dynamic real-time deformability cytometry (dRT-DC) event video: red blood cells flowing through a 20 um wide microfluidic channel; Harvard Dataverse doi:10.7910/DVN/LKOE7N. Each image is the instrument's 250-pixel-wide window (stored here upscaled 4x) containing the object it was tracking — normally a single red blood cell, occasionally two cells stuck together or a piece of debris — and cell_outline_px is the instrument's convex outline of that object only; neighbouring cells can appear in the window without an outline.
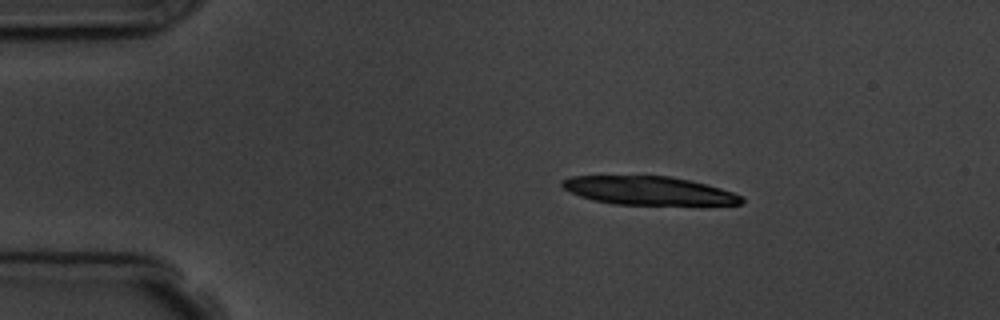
{"species": "common noctule bat (a hibernating species)", "species_latin": "Nyctalus noctula", "temperature_condition": "room temperature", "stored_images_in_passage": 5, "camera_frame_rate_fps": 3000, "um_per_image_px": 0.085, "animal": {"sex": "male", "body_mass_g": 19.5, "forearm_length_mm": 54.6}, "frame": {"image": 1, "passage_image": 2, "time_ms": 1.0, "image_size_px": [1000, 320], "cell_outline_px": [[744, 204], [700, 208], [612, 204], [580, 196], [564, 188], [560, 184], [560, 180], [572, 176], [668, 176], [688, 180], [720, 188], [732, 192], [740, 196], [744, 200]], "centroid_in_image_um": [55.28, 16.27], "position_along_channel_um": 29.7, "area_um2": 31.1}}